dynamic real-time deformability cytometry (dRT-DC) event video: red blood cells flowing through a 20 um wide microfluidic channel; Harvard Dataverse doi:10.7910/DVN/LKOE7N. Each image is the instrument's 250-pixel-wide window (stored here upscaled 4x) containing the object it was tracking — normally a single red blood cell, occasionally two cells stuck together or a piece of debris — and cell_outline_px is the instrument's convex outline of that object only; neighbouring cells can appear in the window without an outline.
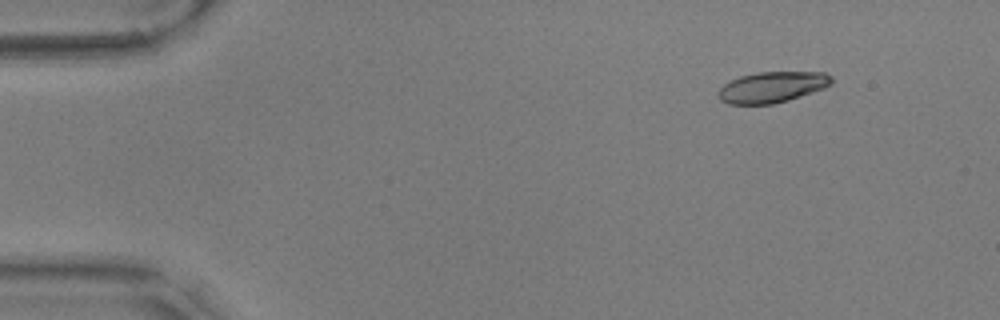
{"species": "common noctule bat (a hibernating species)", "species_latin": "Nyctalus noctula", "temperature_condition": "warm", "stored_images_in_passage": 51, "camera_frame_rate_fps": 3000, "um_per_image_px": 0.085, "animal": {"sex": "male", "body_mass_g": 17.9, "forearm_length_mm": 54.2}, "frame": {"image": 1, "passage_image": 1, "time_ms": 0.0, "image_size_px": [1000, 320], "cell_outline_px": [[832, 84], [824, 88], [788, 100], [772, 104], [728, 104], [720, 100], [716, 92], [724, 84], [740, 76], [756, 72], [824, 72], [832, 76]], "centroid_in_image_um": [65.62, 7.4], "position_along_channel_um": 19.4, "area_um2": 20.4}}
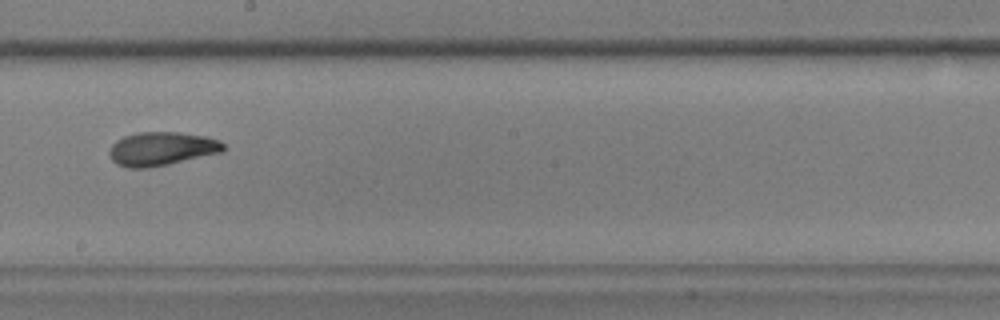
{"frame": {"image": 2, "passage_image": 27, "time_ms": 8.667, "image_size_px": [1000, 320], "cell_outline_px": [[224, 152], [168, 164], [148, 168], [128, 168], [116, 164], [112, 160], [108, 152], [112, 144], [116, 140], [124, 136], [136, 132], [180, 132], [208, 136], [220, 140], [224, 144]], "centroid_in_image_um": [13.75, 12.64], "position_along_channel_um": 234.5, "area_um2": 22.66}}
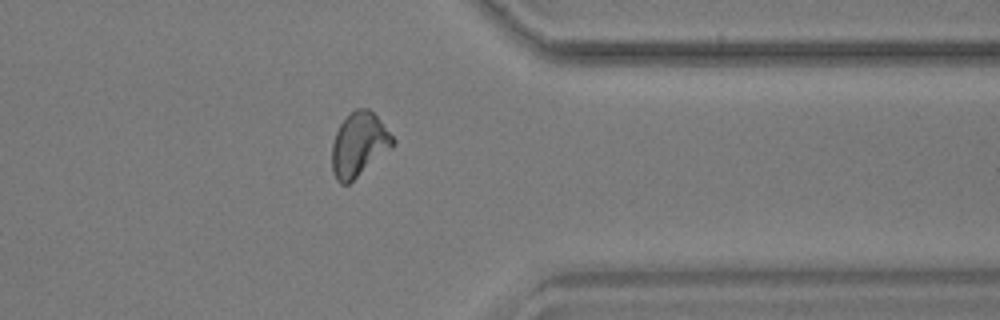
{"frame": {"image": 3, "passage_image": 40, "time_ms": 13.0, "image_size_px": [1000, 320], "cell_outline_px": [[396, 144], [392, 148], [348, 184], [340, 184], [336, 180], [332, 172], [332, 144], [336, 132], [340, 124], [356, 108], [368, 108], [380, 120], [396, 140]], "centroid_in_image_um": [30.52, 12.3], "position_along_channel_um": 380.9, "area_um2": 22.6}, "authors_computed_cell_mechanics": {"area_um2": 21.9062, "velocity_mm_per_s": 3.5559, "shape_relaxation_time_tau1_ms": 6.8271, "shape_relaxation_time_tau2_ms": 2.3755, "deformation_change_tau1": 0.2045, "deformation_change_tau2": 0.0749}}